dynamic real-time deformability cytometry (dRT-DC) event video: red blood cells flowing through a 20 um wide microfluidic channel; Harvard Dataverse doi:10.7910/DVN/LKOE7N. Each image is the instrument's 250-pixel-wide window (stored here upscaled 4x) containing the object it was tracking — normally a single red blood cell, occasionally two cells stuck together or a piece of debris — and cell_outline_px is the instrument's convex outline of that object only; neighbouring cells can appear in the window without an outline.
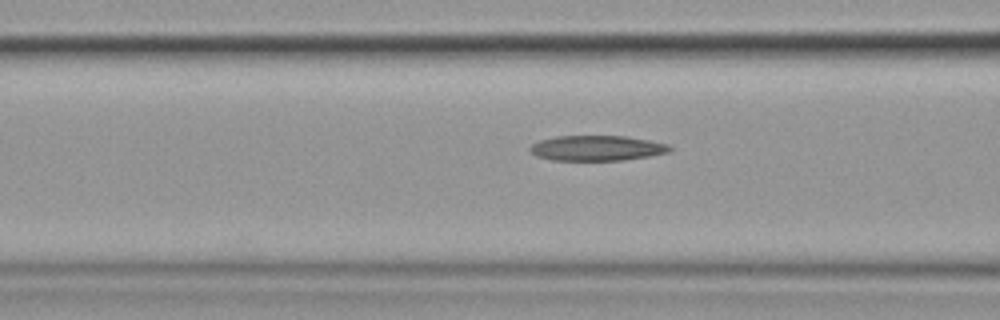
{"species": "common noctule bat (a hibernating species)", "species_latin": "Nyctalus noctula", "temperature_condition": "cold", "stored_images_in_passage": 4, "segment_of_instrument_passage": [2, 2], "camera_frame_rate_fps": 3000, "um_per_image_px": 0.085, "animal": {"sex": "female", "body_mass_g": 19.9}, "frame": {"image": 1, "passage_image": 4, "time_ms": 4.333, "image_size_px": [1000, 320], "cell_outline_px": [[672, 148], [668, 152], [648, 156], [624, 160], [552, 160], [536, 156], [528, 148], [532, 144], [540, 140], [556, 136], [628, 136], [668, 144]], "centroid_in_image_um": [50.72, 12.58], "position_along_channel_um": 115.9, "area_um2": 20.46}}